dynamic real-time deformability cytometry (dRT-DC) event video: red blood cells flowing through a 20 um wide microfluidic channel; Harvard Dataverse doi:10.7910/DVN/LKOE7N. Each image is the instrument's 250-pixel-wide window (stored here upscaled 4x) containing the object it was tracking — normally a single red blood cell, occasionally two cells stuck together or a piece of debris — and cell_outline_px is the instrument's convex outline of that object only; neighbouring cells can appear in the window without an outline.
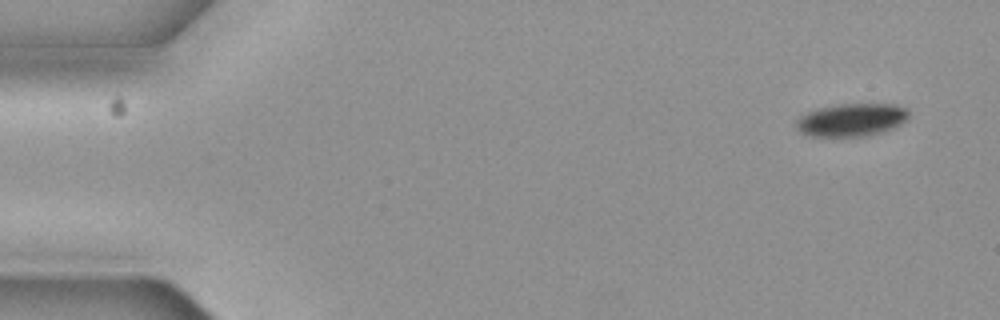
{"species": "common noctule bat (a hibernating species)", "species_latin": "Nyctalus noctula", "temperature_condition": "cold", "stored_images_in_passage": 5, "camera_frame_rate_fps": 3000, "um_per_image_px": 0.085, "animal": {"sex": "female", "body_mass_g": 19.3, "forearm_length_mm": 54.1}, "frame": {"image": 1, "passage_image": 1, "time_ms": 0.0, "image_size_px": [1000, 320], "cell_outline_px": [[908, 116], [900, 124], [884, 132], [868, 136], [804, 136], [796, 128], [796, 120], [800, 116], [816, 108], [840, 104], [892, 104], [904, 108], [908, 112]], "centroid_in_image_um": [72.32, 10.2], "position_along_channel_um": 12.7, "area_um2": 21.56}}
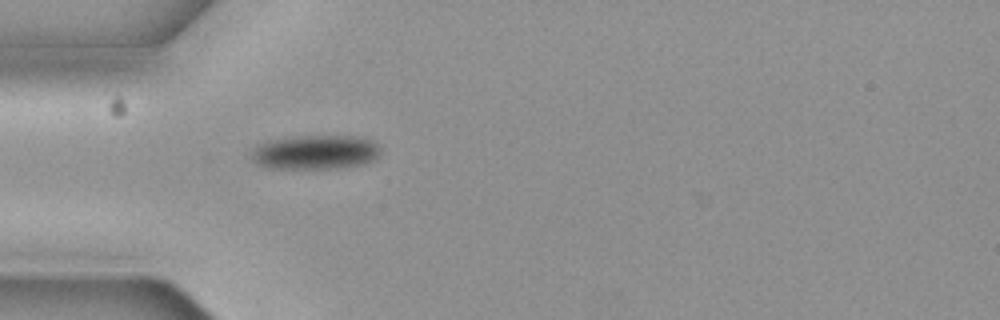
{"frame": {"image": 2, "passage_image": 5, "time_ms": 1.333, "image_size_px": [1000, 320], "cell_outline_px": [[380, 152], [372, 160], [364, 164], [336, 168], [268, 168], [252, 160], [252, 152], [256, 144], [272, 140], [292, 136], [364, 136], [372, 140], [380, 148]], "centroid_in_image_um": [26.81, 12.92], "position_along_channel_um": 58.2, "area_um2": 25.78}}